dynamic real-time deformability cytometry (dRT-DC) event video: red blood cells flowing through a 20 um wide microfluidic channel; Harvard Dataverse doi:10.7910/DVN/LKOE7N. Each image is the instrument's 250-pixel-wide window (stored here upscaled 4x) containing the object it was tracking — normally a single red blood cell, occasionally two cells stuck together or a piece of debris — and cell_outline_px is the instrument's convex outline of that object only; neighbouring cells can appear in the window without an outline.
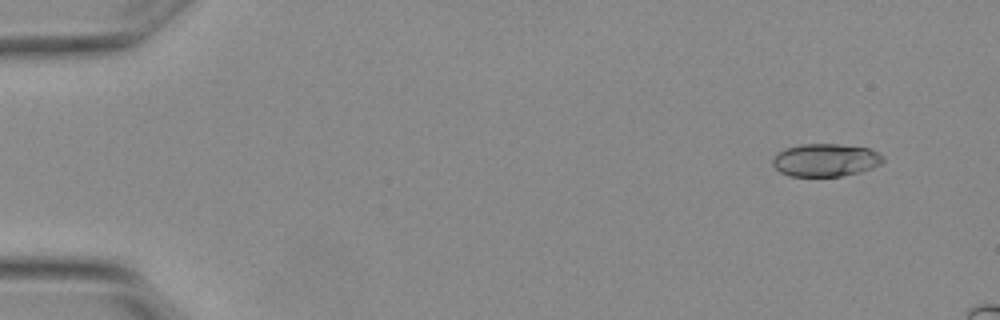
{"species": "Egyptian fruit bat (a non-hibernating species)", "species_latin": "Rousettus aegyptiacus", "temperature_condition": "warm", "stored_images_in_passage": 5, "camera_frame_rate_fps": 3000, "um_per_image_px": 0.085, "animal": {"sex": "female"}, "frame": {"image": 1, "passage_image": 1, "time_ms": 0.0, "image_size_px": [1000, 320], "cell_outline_px": [[884, 160], [880, 164], [872, 168], [860, 172], [840, 176], [788, 176], [780, 172], [772, 164], [772, 156], [776, 152], [784, 148], [800, 144], [840, 144], [868, 148], [876, 152]], "centroid_in_image_um": [70.1, 13.6], "position_along_channel_um": 14.9, "area_um2": 21.21}}